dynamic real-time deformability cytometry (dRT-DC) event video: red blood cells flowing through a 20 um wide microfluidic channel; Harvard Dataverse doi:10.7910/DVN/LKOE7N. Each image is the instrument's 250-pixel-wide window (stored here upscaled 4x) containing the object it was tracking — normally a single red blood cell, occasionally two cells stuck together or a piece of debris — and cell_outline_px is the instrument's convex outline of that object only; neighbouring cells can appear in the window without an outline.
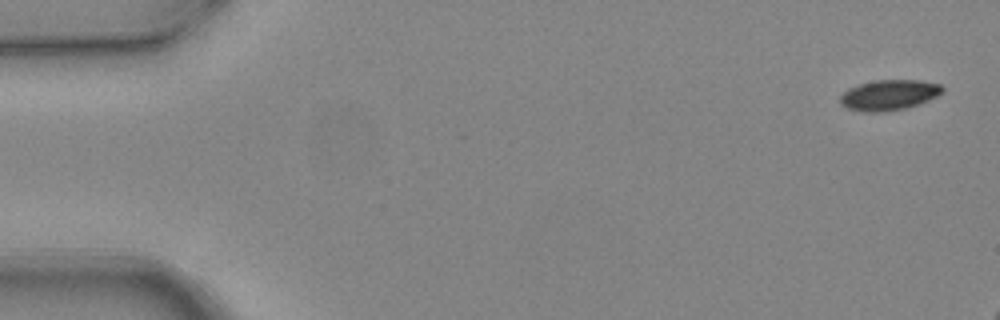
{"species": "common noctule bat (a hibernating species)", "species_latin": "Nyctalus noctula", "temperature_condition": "warm", "stored_images_in_passage": 3, "camera_frame_rate_fps": 3000, "um_per_image_px": 0.085, "animal": {"sex": "female", "body_mass_g": 24.6, "forearm_length_mm": 56.2}, "frame": {"image": 1, "passage_image": 1, "time_ms": 0.0, "image_size_px": [1000, 320], "cell_outline_px": [[944, 92], [928, 100], [904, 108], [884, 112], [864, 112], [848, 108], [840, 104], [840, 96], [848, 88], [860, 84], [876, 80], [920, 80], [940, 84], [944, 88]], "centroid_in_image_um": [75.56, 8.07], "position_along_channel_um": 9.4, "area_um2": 18.03}}